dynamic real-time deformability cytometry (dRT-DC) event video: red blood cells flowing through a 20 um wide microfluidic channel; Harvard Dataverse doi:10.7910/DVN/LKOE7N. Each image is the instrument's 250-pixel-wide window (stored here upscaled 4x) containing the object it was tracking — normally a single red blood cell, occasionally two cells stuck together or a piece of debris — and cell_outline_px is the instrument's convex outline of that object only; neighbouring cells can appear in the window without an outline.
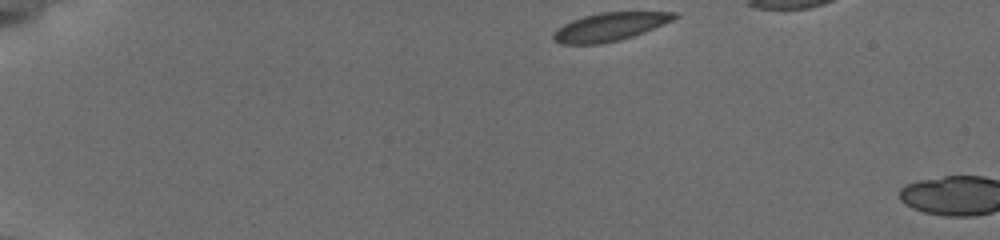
{"species": "common noctule bat (a hibernating species)", "species_latin": "Nyctalus noctula", "temperature_condition": "cold", "stored_images_in_passage": 4, "camera_frame_rate_fps": 3000, "um_per_image_px": 0.085, "animal": {"sex": "female", "body_mass_g": 19.5, "forearm_length_mm": 54.1}, "frame": {"image": 1, "passage_image": 1, "time_ms": 0.0, "image_size_px": [1000, 240], "cell_outline_px": [[680, 16], [672, 20], [644, 32], [620, 40], [600, 44], [560, 44], [552, 40], [552, 32], [564, 24], [572, 20], [584, 16], [600, 12], [676, 12]], "centroid_in_image_um": [51.79, 2.28], "position_along_channel_um": 33.2, "area_um2": 19.88}}